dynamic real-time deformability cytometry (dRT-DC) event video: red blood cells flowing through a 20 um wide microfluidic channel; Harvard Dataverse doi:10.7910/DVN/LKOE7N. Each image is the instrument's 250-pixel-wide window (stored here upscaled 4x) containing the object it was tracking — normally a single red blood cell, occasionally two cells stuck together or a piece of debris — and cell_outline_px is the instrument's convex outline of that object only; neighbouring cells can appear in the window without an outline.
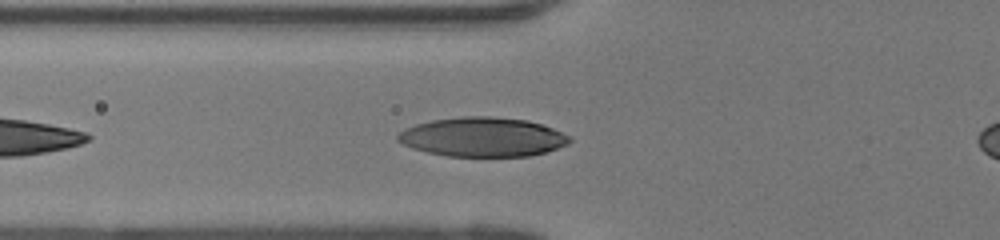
{"species": "human", "species_latin": "Homo sapiens", "temperature_condition": "room temperature", "stored_images_in_passage": 14, "camera_frame_rate_fps": 3000, "um_per_image_px": 0.085, "donor": {"sex": "female"}, "frame": {"image": 1, "passage_image": 4, "time_ms": 1.0, "image_size_px": [1000, 240], "cell_outline_px": [[572, 140], [568, 144], [544, 152], [528, 156], [448, 156], [428, 152], [412, 148], [396, 140], [396, 136], [404, 128], [416, 124], [432, 120], [460, 116], [488, 116], [528, 120], [552, 128], [568, 136]], "centroid_in_image_um": [40.98, 11.64], "position_along_channel_um": 84.8, "area_um2": 39.13}}
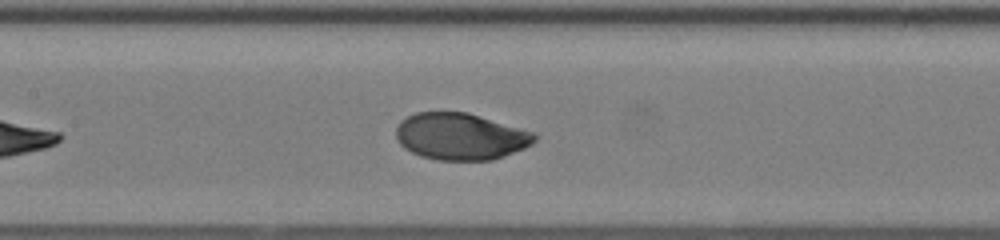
{"frame": {"image": 2, "passage_image": 10, "time_ms": 3.0, "image_size_px": [1000, 240], "cell_outline_px": [[540, 136], [532, 144], [524, 148], [504, 156], [492, 160], [436, 160], [420, 156], [404, 148], [396, 140], [396, 128], [400, 120], [416, 112], [468, 112], [532, 132]], "centroid_in_image_um": [39.12, 11.6], "position_along_channel_um": 168.3, "area_um2": 37.86}}
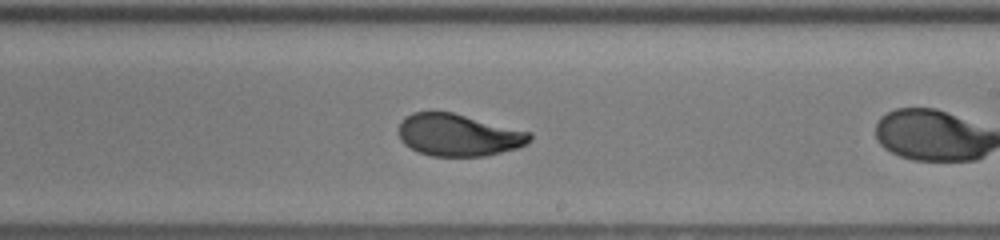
{"frame": {"image": 3, "passage_image": 13, "time_ms": 4.0, "image_size_px": [1000, 240], "cell_outline_px": [[532, 140], [516, 148], [484, 156], [432, 156], [420, 152], [404, 144], [400, 140], [400, 120], [404, 116], [412, 112], [452, 112], [532, 132]], "centroid_in_image_um": [38.97, 11.47], "position_along_channel_um": 250.0, "area_um2": 32.08}}